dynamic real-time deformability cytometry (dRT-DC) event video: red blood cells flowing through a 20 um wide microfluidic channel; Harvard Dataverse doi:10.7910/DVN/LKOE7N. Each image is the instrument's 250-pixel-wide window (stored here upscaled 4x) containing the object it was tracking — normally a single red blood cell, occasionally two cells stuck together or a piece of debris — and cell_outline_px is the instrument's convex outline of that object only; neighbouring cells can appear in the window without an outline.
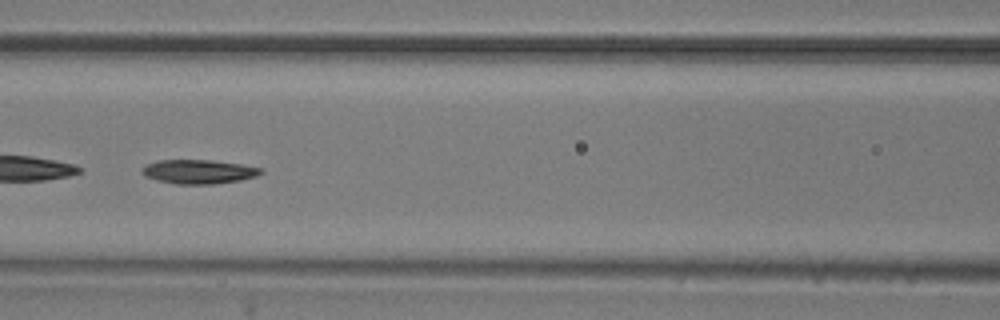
{"species": "common noctule bat (a hibernating species)", "species_latin": "Nyctalus noctula", "temperature_condition": "room temperature", "stored_images_in_passage": 52, "segment_of_instrument_passage": [2, 2], "camera_frame_rate_fps": 3000, "um_per_image_px": 0.085, "animal": {"sex": "male", "body_mass_g": 20.5, "forearm_length_mm": 52.5}, "frame": {"image": 1, "passage_image": 23, "time_ms": 7.333, "image_size_px": [1000, 320], "cell_outline_px": [[264, 172], [256, 176], [240, 180], [212, 184], [176, 184], [156, 180], [144, 176], [140, 172], [148, 164], [160, 160], [212, 160], [240, 164], [260, 168]], "centroid_in_image_um": [16.87, 14.6], "position_along_channel_um": 149.7, "area_um2": 16.53}}
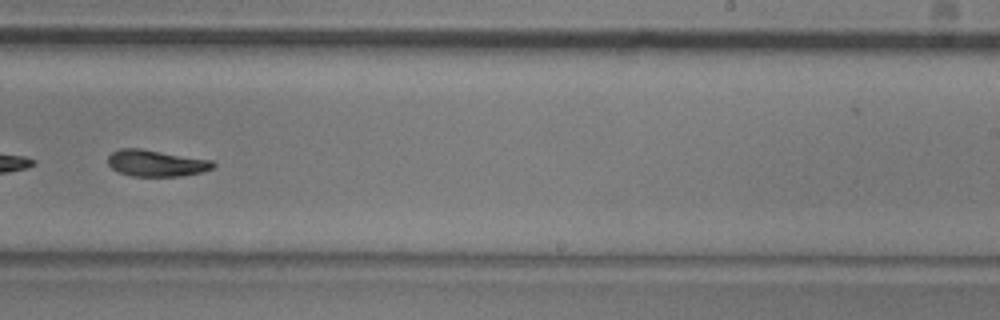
{"frame": {"image": 2, "passage_image": 33, "time_ms": 10.667, "image_size_px": [1000, 320], "cell_outline_px": [[216, 164], [212, 168], [200, 172], [180, 176], [132, 176], [120, 172], [112, 168], [108, 164], [108, 156], [112, 152], [120, 148], [140, 148], [212, 160]], "centroid_in_image_um": [13.26, 13.86], "position_along_channel_um": 275.7, "area_um2": 16.13}}
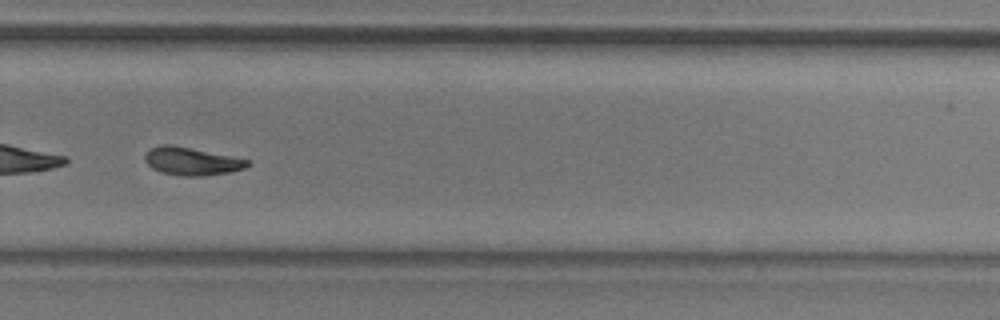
{"frame": {"image": 3, "passage_image": 36, "time_ms": 11.667, "image_size_px": [1000, 320], "cell_outline_px": [[252, 164], [244, 168], [228, 172], [200, 176], [184, 176], [160, 172], [152, 168], [144, 160], [144, 156], [152, 148], [160, 144], [172, 144], [252, 160]], "centroid_in_image_um": [16.31, 13.7], "position_along_channel_um": 313.5, "area_um2": 16.7}}